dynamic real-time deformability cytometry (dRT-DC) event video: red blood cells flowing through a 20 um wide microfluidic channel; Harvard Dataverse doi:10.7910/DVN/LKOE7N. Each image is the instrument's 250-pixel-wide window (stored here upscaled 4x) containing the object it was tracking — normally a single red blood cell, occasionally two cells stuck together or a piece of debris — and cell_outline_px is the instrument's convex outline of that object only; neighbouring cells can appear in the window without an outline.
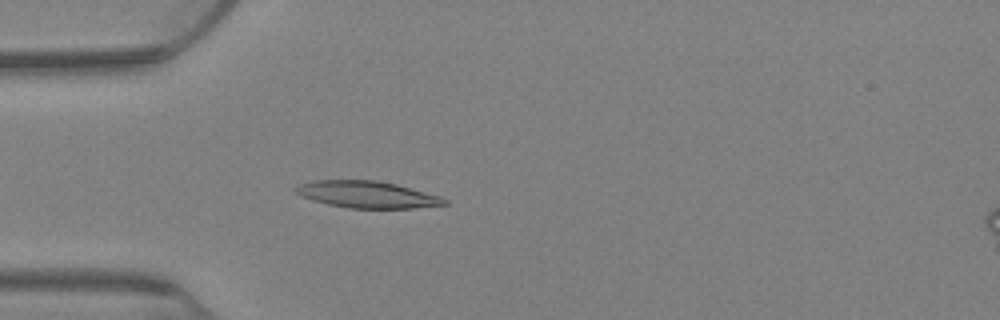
{"species": "Egyptian fruit bat (a non-hibernating species)", "species_latin": "Rousettus aegyptiacus", "temperature_condition": "warm", "stored_images_in_passage": 78, "camera_frame_rate_fps": 3000, "um_per_image_px": 0.085, "animal": {"sex": "female"}, "frame": {"image": 1, "passage_image": 23, "time_ms": 7.333, "image_size_px": [1000, 320], "cell_outline_px": [[448, 204], [412, 208], [348, 208], [328, 204], [312, 200], [296, 192], [292, 188], [300, 184], [312, 180], [376, 180], [396, 184], [440, 196], [448, 200]], "centroid_in_image_um": [31.2, 16.53], "position_along_channel_um": 53.8, "area_um2": 23.12}}
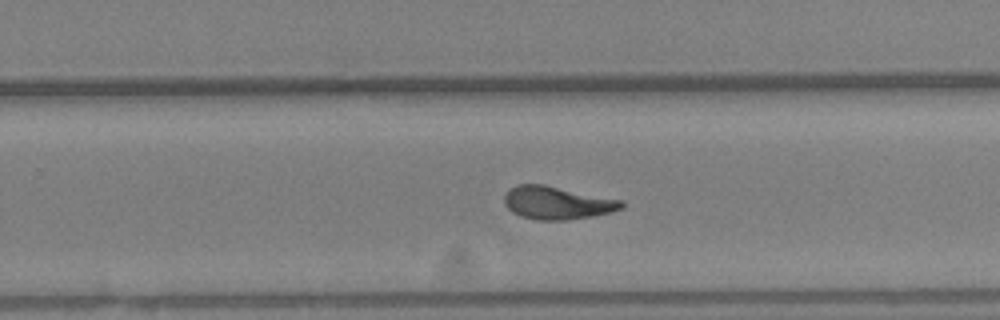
{"frame": {"image": 2, "passage_image": 50, "time_ms": 16.333, "image_size_px": [1000, 320], "cell_outline_px": [[624, 208], [612, 212], [592, 216], [564, 220], [540, 220], [520, 216], [512, 212], [504, 204], [504, 196], [516, 184], [544, 184], [624, 200]], "centroid_in_image_um": [47.39, 17.23], "position_along_channel_um": 282.4, "area_um2": 22.6}}
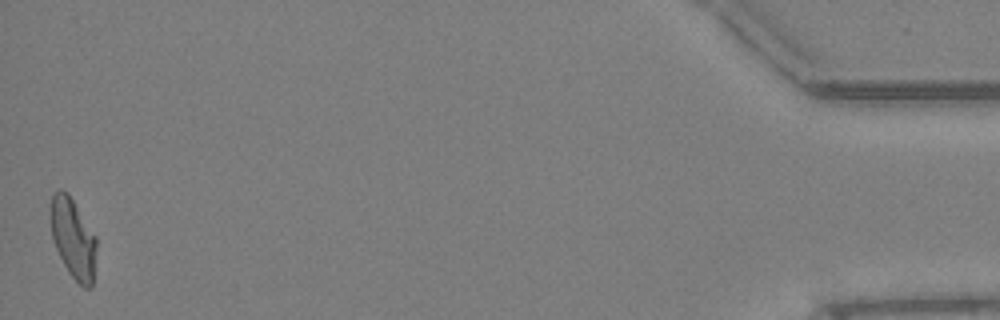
{"frame": {"image": 3, "passage_image": 77, "time_ms": 25.333, "image_size_px": [1000, 320], "cell_outline_px": [[96, 248], [92, 288], [84, 288], [68, 272], [52, 240], [48, 216], [48, 212], [52, 192], [56, 188], [60, 188], [68, 192], [96, 236]], "centroid_in_image_um": [6.16, 20.18], "position_along_channel_um": 429.0, "area_um2": 21.91}, "authors_computed_cell_mechanics": {"area_um2": 22.3975, "velocity_mm_per_s": 2.6469, "shape_relaxation_time_tau1_ms": 11.1068, "shape_relaxation_time_tau2_ms": 2.1493, "deformation_change_tau1": 0.2666, "deformation_change_tau2": 0.098}}